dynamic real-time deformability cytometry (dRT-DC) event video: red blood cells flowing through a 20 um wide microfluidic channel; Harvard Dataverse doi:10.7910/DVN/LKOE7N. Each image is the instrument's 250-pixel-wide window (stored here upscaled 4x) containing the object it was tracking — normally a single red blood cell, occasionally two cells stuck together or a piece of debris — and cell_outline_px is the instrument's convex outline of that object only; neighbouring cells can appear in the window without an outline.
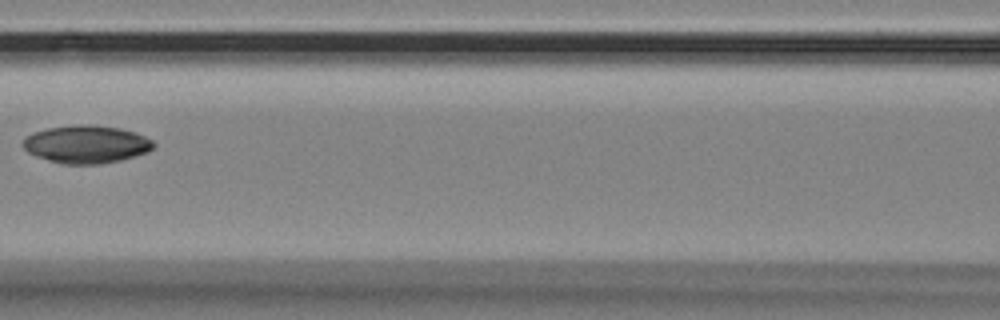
{"species": "Egyptian fruit bat (a non-hibernating species)", "species_latin": "Rousettus aegyptiacus", "temperature_condition": "room temperature", "stored_images_in_passage": 7, "camera_frame_rate_fps": 3000, "um_per_image_px": 0.085, "animal": {"sex": "female"}, "frame": {"image": 1, "passage_image": 4, "time_ms": 1.0, "image_size_px": [1000, 320], "cell_outline_px": [[156, 144], [148, 152], [120, 160], [100, 164], [60, 164], [36, 156], [28, 152], [20, 144], [24, 136], [48, 128], [80, 124], [88, 124], [120, 128], [136, 132], [152, 140]], "centroid_in_image_um": [7.32, 12.26], "position_along_channel_um": 159.3, "area_um2": 28.9}}
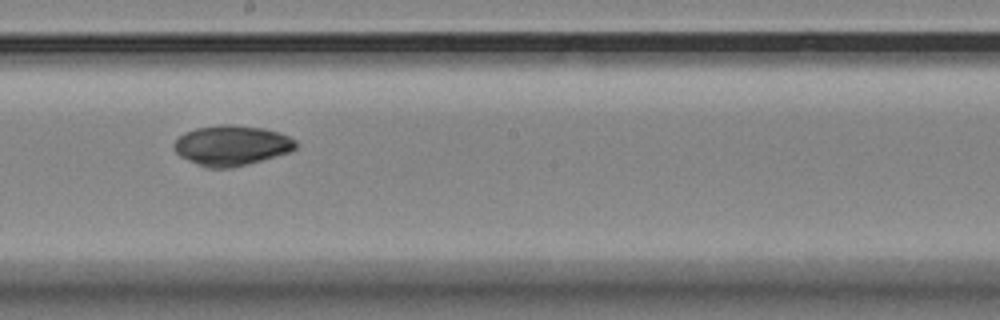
{"frame": {"image": 2, "passage_image": 6, "time_ms": 1.667, "image_size_px": [1000, 320], "cell_outline_px": [[296, 148], [292, 152], [248, 164], [232, 168], [208, 168], [180, 156], [176, 152], [172, 144], [184, 132], [196, 128], [220, 124], [228, 124], [264, 128], [280, 132], [296, 140]], "centroid_in_image_um": [19.71, 12.36], "position_along_channel_um": 228.5, "area_um2": 28.61}}
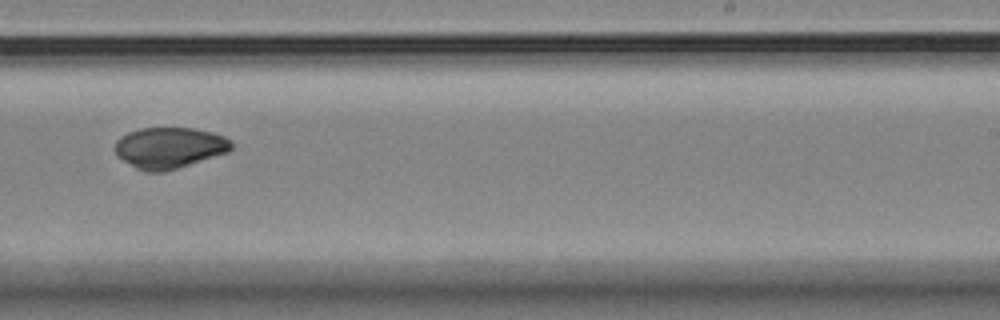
{"frame": {"image": 3, "passage_image": 7, "time_ms": 2.0, "image_size_px": [1000, 320], "cell_outline_px": [[232, 148], [228, 152], [164, 172], [144, 172], [136, 168], [116, 156], [116, 140], [120, 136], [128, 132], [140, 128], [192, 128], [212, 132], [224, 136], [232, 140]], "centroid_in_image_um": [14.38, 12.56], "position_along_channel_um": 274.6, "area_um2": 27.86}}